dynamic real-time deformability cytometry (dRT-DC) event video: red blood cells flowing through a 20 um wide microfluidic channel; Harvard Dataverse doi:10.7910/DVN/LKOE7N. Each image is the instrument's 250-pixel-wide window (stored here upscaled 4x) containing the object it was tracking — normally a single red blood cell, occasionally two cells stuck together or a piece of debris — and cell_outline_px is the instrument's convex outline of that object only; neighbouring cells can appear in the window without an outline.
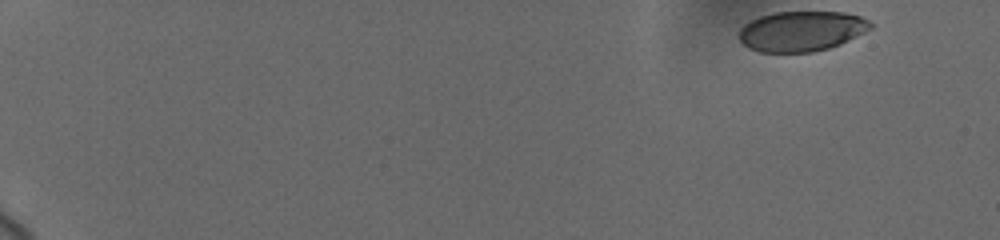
{"species": "human", "species_latin": "Homo sapiens", "temperature_condition": "cold", "stored_images_in_passage": 37, "camera_frame_rate_fps": 3000, "um_per_image_px": 0.085, "donor": {"sex": "female"}, "frame": {"image": 1, "passage_image": 1, "time_ms": 0.0, "image_size_px": [1000, 240], "cell_outline_px": [[876, 24], [872, 28], [840, 44], [828, 48], [812, 52], [760, 52], [748, 48], [740, 40], [740, 28], [744, 24], [760, 16], [772, 12], [844, 12], [860, 16]], "centroid_in_image_um": [68.14, 2.64], "position_along_channel_um": 16.9, "area_um2": 30.81}}
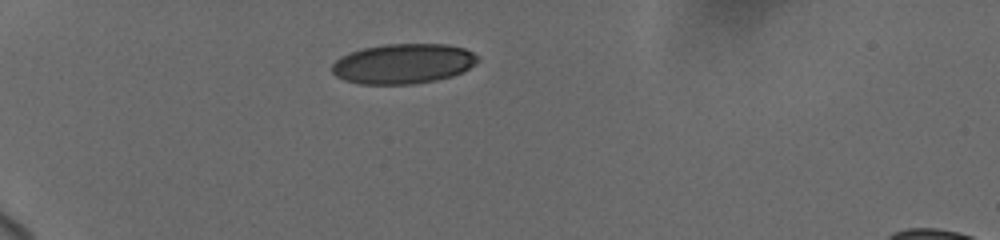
{"frame": {"image": 2, "passage_image": 32, "time_ms": 4.667, "image_size_px": [1000, 240], "cell_outline_px": [[480, 60], [468, 68], [452, 76], [436, 80], [412, 84], [360, 84], [344, 80], [336, 76], [332, 72], [332, 64], [340, 56], [364, 48], [388, 44], [444, 44], [464, 48], [472, 52]], "centroid_in_image_um": [34.25, 5.42], "position_along_channel_um": 50.7, "area_um2": 33.76}}